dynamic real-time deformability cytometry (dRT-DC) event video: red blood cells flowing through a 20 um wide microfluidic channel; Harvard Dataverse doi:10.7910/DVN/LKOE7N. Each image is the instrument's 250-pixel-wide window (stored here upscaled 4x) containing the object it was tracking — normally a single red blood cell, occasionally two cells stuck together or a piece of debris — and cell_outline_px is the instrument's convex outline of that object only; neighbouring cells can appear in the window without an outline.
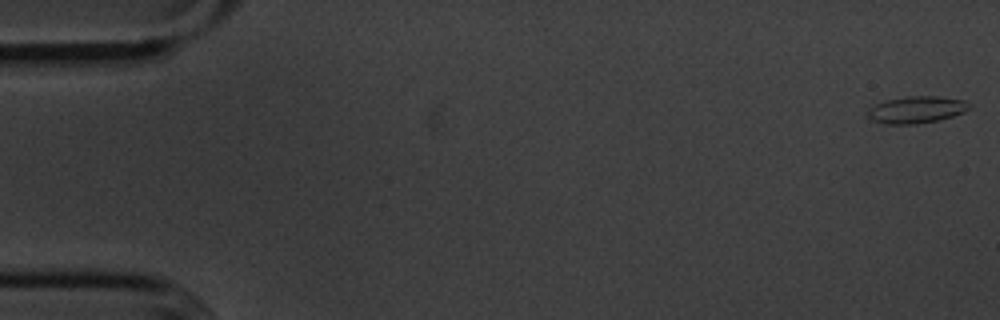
{"species": "common noctule bat (a hibernating species)", "species_latin": "Nyctalus noctula", "temperature_condition": "cold", "stored_images_in_passage": 55, "camera_frame_rate_fps": 3000, "um_per_image_px": 0.085, "animal": {"sex": "male", "body_mass_g": 20.1, "forearm_length_mm": 53.5}, "frame": {"image": 1, "passage_image": 1, "time_ms": 0.0, "image_size_px": [1000, 320], "cell_outline_px": [[972, 104], [964, 112], [952, 116], [936, 120], [916, 124], [884, 124], [872, 120], [864, 116], [868, 108], [884, 100], [908, 96], [936, 96], [964, 100]], "centroid_in_image_um": [77.83, 9.32], "position_along_channel_um": 7.2, "area_um2": 16.07}}
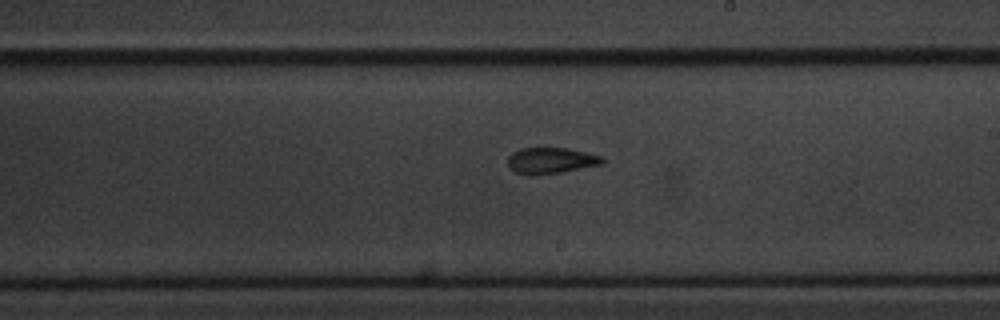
{"frame": {"image": 2, "passage_image": 32, "time_ms": 10.333, "image_size_px": [1000, 320], "cell_outline_px": [[604, 160], [600, 164], [560, 172], [516, 172], [508, 168], [508, 156], [512, 152], [520, 148], [568, 148], [600, 156]], "centroid_in_image_um": [46.79, 13.6], "position_along_channel_um": 242.2, "area_um2": 13.58}}
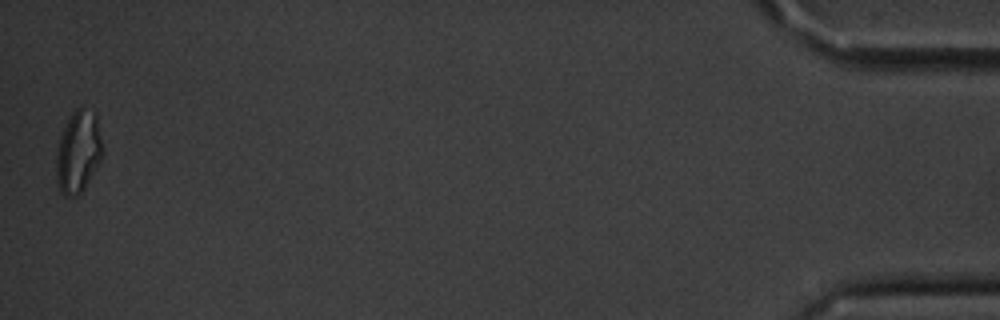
{"frame": {"image": 3, "passage_image": 55, "time_ms": 18.0, "image_size_px": [1000, 320], "cell_outline_px": [[104, 152], [100, 160], [84, 188], [76, 196], [64, 196], [60, 192], [56, 180], [56, 156], [60, 136], [72, 112], [80, 104], [96, 112]], "centroid_in_image_um": [6.66, 12.86], "position_along_channel_um": 428.5, "area_um2": 22.37}, "authors_computed_cell_mechanics": {"area_um2": 14.9702, "velocity_mm_per_s": 3.6148, "shape_relaxation_time_tau1_ms": null, "shape_relaxation_time_tau2_ms": 1.9449, "deformation_change_tau1": null, "deformation_change_tau2": 0.0918}}